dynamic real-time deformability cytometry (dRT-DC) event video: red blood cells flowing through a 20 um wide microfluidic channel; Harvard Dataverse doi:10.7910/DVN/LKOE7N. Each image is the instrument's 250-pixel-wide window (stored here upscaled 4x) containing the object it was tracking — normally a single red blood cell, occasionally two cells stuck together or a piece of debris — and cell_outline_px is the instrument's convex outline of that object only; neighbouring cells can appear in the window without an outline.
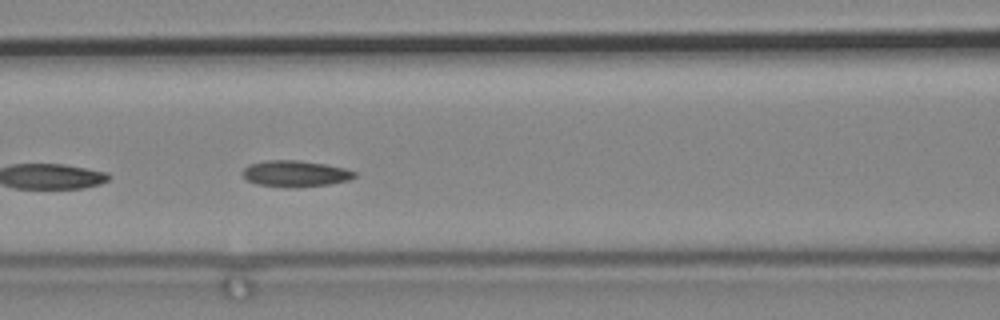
{"species": "common noctule bat (a hibernating species)", "species_latin": "Nyctalus noctula", "temperature_condition": "cold", "stored_images_in_passage": 7, "camera_frame_rate_fps": 3000, "um_per_image_px": 0.085, "animal": {"sex": "male", "body_mass_g": 19.2, "forearm_length_mm": 51.8}, "frame": {"image": 1, "passage_image": 7, "time_ms": 2.0, "image_size_px": [1000, 320], "cell_outline_px": [[356, 176], [348, 180], [328, 184], [296, 188], [284, 188], [256, 184], [248, 180], [244, 176], [244, 168], [248, 164], [264, 160], [296, 160], [324, 164], [344, 168], [356, 172]], "centroid_in_image_um": [25.08, 14.77], "position_along_channel_um": 141.5, "area_um2": 17.17}}